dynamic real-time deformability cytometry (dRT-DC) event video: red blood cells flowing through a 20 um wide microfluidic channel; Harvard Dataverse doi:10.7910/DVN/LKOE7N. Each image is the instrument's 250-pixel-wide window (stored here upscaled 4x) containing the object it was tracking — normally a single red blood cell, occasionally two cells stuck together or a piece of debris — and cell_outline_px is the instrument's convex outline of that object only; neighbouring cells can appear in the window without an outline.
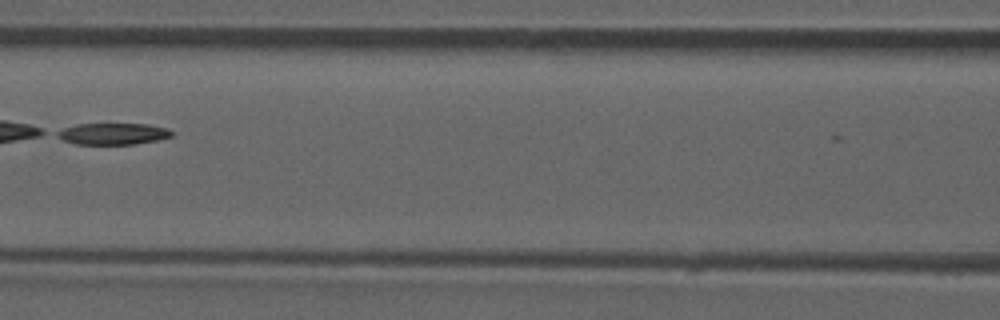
{"species": "common noctule bat (a hibernating species)", "species_latin": "Nyctalus noctula", "temperature_condition": "room temperature", "stored_images_in_passage": 9, "camera_frame_rate_fps": 3000, "um_per_image_px": 0.085, "animal": {"sex": "male", "forearm_length_mm": 52.5}, "frame": {"image": 1, "passage_image": 9, "time_ms": 10.0, "image_size_px": [1000, 320], "cell_outline_px": [[172, 136], [156, 140], [132, 144], [76, 144], [64, 140], [56, 136], [56, 132], [64, 128], [76, 124], [148, 124], [168, 128], [172, 132]], "centroid_in_image_um": [9.59, 11.37], "position_along_channel_um": 157.0, "area_um2": 14.22}}